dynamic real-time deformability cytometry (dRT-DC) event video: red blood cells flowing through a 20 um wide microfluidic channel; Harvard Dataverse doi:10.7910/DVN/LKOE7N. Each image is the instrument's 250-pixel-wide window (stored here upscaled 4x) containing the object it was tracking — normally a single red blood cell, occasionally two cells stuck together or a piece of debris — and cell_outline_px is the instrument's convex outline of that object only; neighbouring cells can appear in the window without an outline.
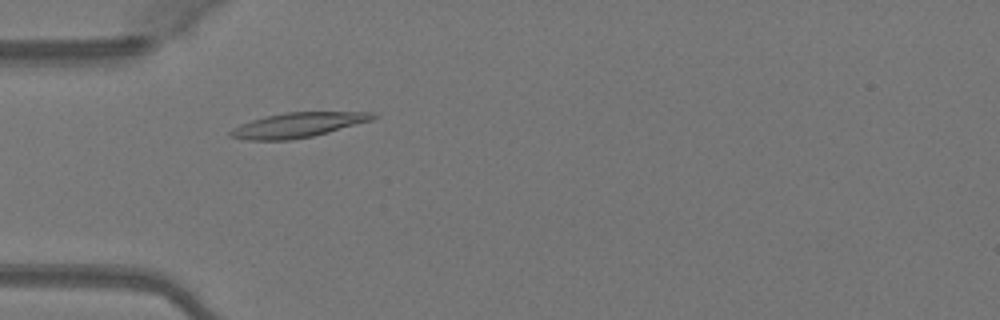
{"species": "Egyptian fruit bat (a non-hibernating species)", "species_latin": "Rousettus aegyptiacus", "temperature_condition": "warm", "stored_images_in_passage": 49, "camera_frame_rate_fps": 3000, "um_per_image_px": 0.085, "animal": {"sex": "female"}, "frame": {"image": 1, "passage_image": 14, "time_ms": 4.333, "image_size_px": [1000, 320], "cell_outline_px": [[376, 116], [372, 120], [328, 132], [312, 136], [288, 140], [248, 140], [228, 136], [228, 132], [232, 128], [240, 124], [264, 116], [288, 112], [372, 112]], "centroid_in_image_um": [25.26, 10.63], "position_along_channel_um": 59.7, "area_um2": 20.4}}
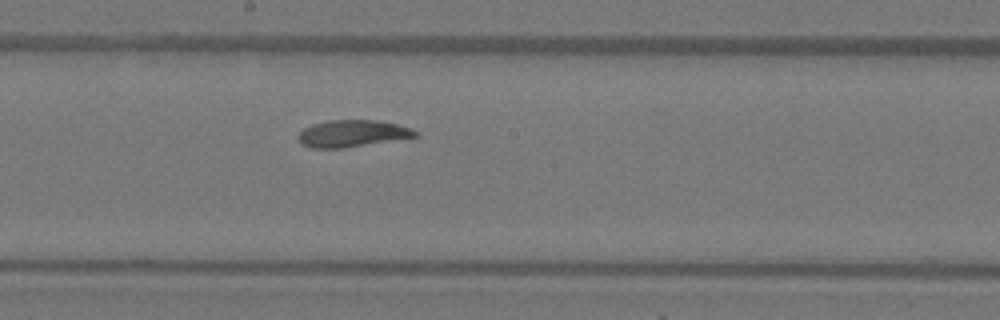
{"frame": {"image": 2, "passage_image": 26, "time_ms": 8.333, "image_size_px": [1000, 320], "cell_outline_px": [[416, 136], [344, 148], [312, 148], [300, 144], [296, 136], [304, 128], [312, 124], [328, 120], [376, 120], [396, 124], [408, 128], [416, 132]], "centroid_in_image_um": [29.83, 11.35], "position_along_channel_um": 218.4, "area_um2": 18.09}}
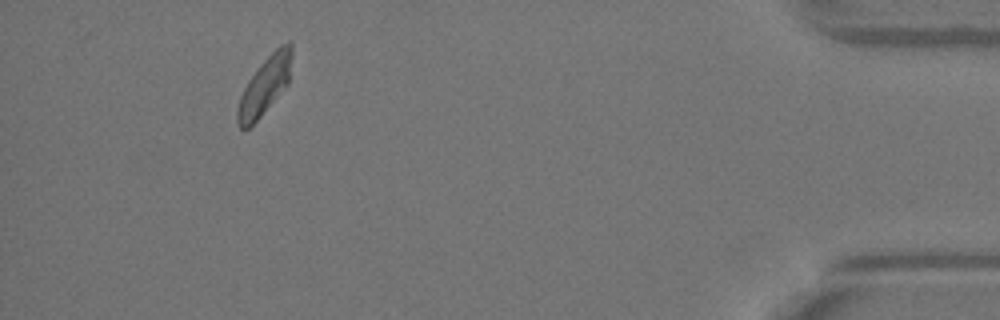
{"frame": {"image": 3, "passage_image": 45, "time_ms": 14.667, "image_size_px": [1000, 320], "cell_outline_px": [[292, 56], [288, 84], [260, 116], [248, 128], [240, 128], [236, 120], [236, 112], [240, 96], [248, 80], [260, 64], [280, 44], [288, 40], [292, 44]], "centroid_in_image_um": [22.51, 7.24], "position_along_channel_um": 412.7, "area_um2": 18.03}, "authors_computed_cell_mechanics": {"area_um2": 18.8428, "velocity_mm_per_s": 4.0495, "shape_relaxation_time_tau1_ms": 3.6639, "shape_relaxation_time_tau2_ms": 1.9853, "deformation_change_tau1": 0.1474, "deformation_change_tau2": 0.049}}